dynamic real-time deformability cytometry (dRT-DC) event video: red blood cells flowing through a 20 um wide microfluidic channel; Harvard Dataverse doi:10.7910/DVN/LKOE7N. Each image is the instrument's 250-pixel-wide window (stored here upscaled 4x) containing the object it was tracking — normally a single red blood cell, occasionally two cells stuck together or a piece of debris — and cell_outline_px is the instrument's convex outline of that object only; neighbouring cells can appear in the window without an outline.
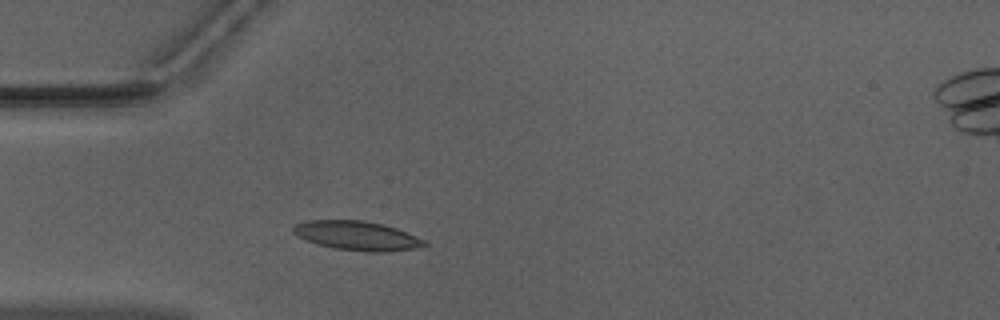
{"species": "Egyptian fruit bat (a non-hibernating species)", "species_latin": "Rousettus aegyptiacus", "temperature_condition": "warm", "stored_images_in_passage": 40, "camera_frame_rate_fps": 3000, "um_per_image_px": 0.085, "animal": {"sex": "male"}, "frame": {"image": 1, "passage_image": 3, "time_ms": 0.667, "image_size_px": [1000, 320], "cell_outline_px": [[428, 244], [412, 248], [384, 252], [368, 252], [336, 248], [316, 244], [304, 240], [296, 236], [292, 232], [292, 228], [296, 224], [308, 220], [364, 220], [384, 224], [396, 228], [428, 240]], "centroid_in_image_um": [30.33, 20.02], "position_along_channel_um": 54.7, "area_um2": 22.43}}
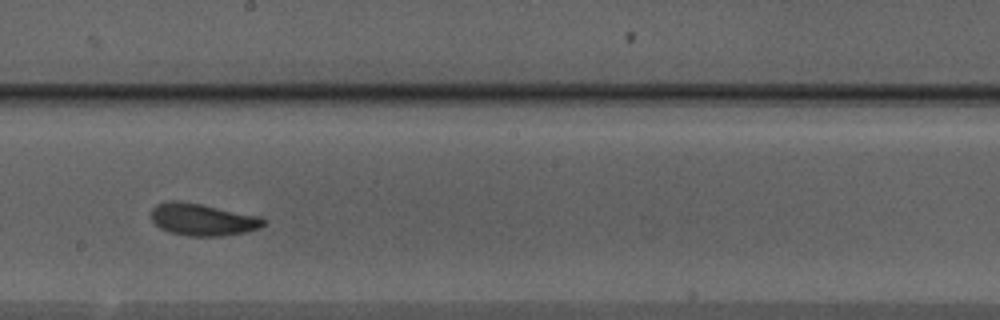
{"frame": {"image": 2, "passage_image": 17, "time_ms": 5.333, "image_size_px": [1000, 320], "cell_outline_px": [[268, 220], [260, 228], [244, 232], [220, 236], [188, 236], [168, 232], [160, 228], [152, 220], [152, 208], [156, 204], [168, 200], [176, 200], [200, 204], [260, 216]], "centroid_in_image_um": [17.22, 18.66], "position_along_channel_um": 231.0, "area_um2": 21.04}}
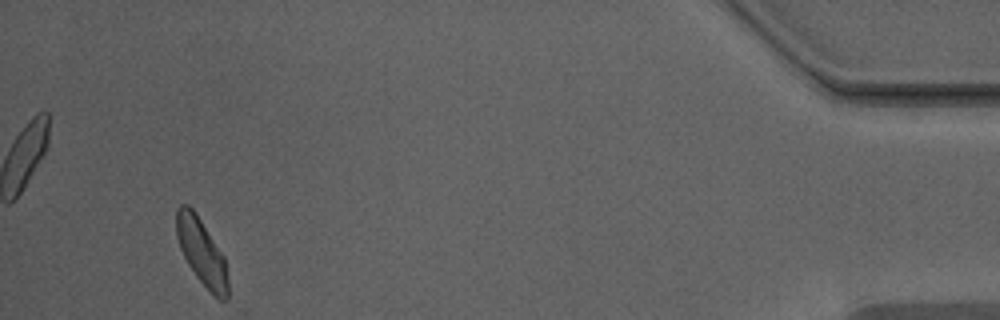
{"frame": {"image": 3, "passage_image": 37, "time_ms": 12.0, "image_size_px": [1000, 320], "cell_outline_px": [[228, 300], [220, 300], [196, 276], [188, 264], [180, 248], [176, 236], [176, 208], [180, 204], [188, 204], [196, 212], [224, 256], [228, 276]], "centroid_in_image_um": [17.13, 21.38], "position_along_channel_um": 418.1, "area_um2": 19.88}, "authors_computed_cell_mechanics": {"area_um2": 20.808, "velocity_mm_per_s": 3.9332, "shape_relaxation_time_tau1_ms": 2.8561, "shape_relaxation_time_tau2_ms": 2.3111, "deformation_change_tau1": 0.1179, "deformation_change_tau2": 0.071}}